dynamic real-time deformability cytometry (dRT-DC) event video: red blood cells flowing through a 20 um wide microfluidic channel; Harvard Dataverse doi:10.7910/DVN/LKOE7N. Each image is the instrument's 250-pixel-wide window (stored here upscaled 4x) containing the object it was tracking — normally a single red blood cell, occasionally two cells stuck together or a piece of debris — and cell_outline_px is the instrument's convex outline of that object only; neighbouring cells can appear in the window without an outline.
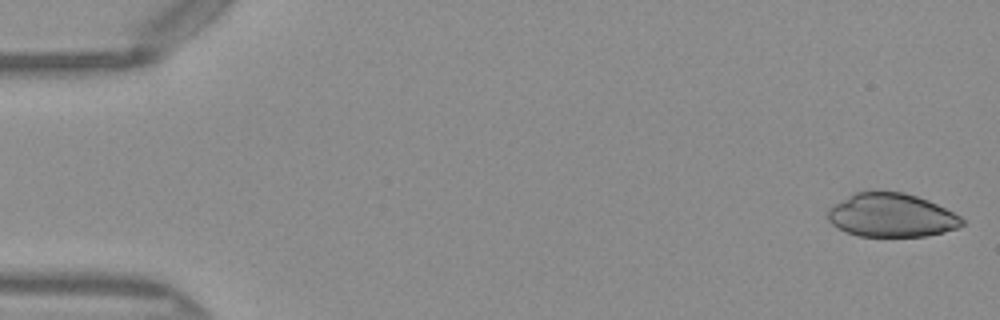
{"species": "Egyptian fruit bat (a non-hibernating species)", "species_latin": "Rousettus aegyptiacus", "temperature_condition": "warm", "stored_images_in_passage": 49, "camera_frame_rate_fps": 3000, "um_per_image_px": 0.085, "frame": {"image": 1, "passage_image": 1, "time_ms": 0.0, "image_size_px": [1000, 320], "cell_outline_px": [[964, 224], [956, 228], [944, 232], [928, 236], [856, 236], [844, 232], [832, 224], [828, 220], [828, 208], [848, 196], [856, 192], [904, 192], [928, 200], [960, 216], [964, 220]], "centroid_in_image_um": [75.76, 18.31], "position_along_channel_um": 9.2, "area_um2": 33.93}}